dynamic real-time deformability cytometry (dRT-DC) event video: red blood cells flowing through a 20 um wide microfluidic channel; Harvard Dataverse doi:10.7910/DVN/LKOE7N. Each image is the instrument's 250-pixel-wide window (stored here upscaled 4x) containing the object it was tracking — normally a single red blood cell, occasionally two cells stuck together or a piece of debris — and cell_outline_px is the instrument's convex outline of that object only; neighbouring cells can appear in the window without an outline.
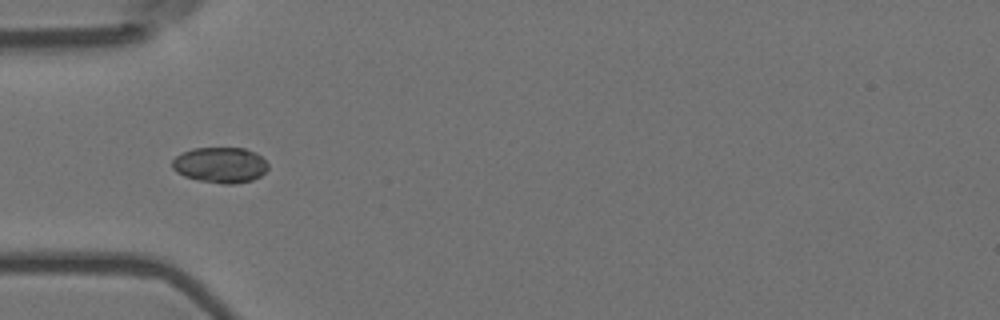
{"species": "Egyptian fruit bat (a non-hibernating species)", "species_latin": "Rousettus aegyptiacus", "temperature_condition": "room temperature", "stored_images_in_passage": 10, "camera_frame_rate_fps": 3000, "um_per_image_px": 0.085, "animal": {"sex": "female"}, "frame": {"image": 1, "passage_image": 4, "time_ms": 1.0, "image_size_px": [1000, 320], "cell_outline_px": [[268, 168], [260, 176], [252, 180], [236, 184], [220, 184], [200, 180], [184, 176], [176, 172], [172, 168], [172, 160], [176, 156], [192, 148], [244, 148], [256, 152], [268, 164]], "centroid_in_image_um": [18.72, 14.03], "position_along_channel_um": 66.3, "area_um2": 19.94}}
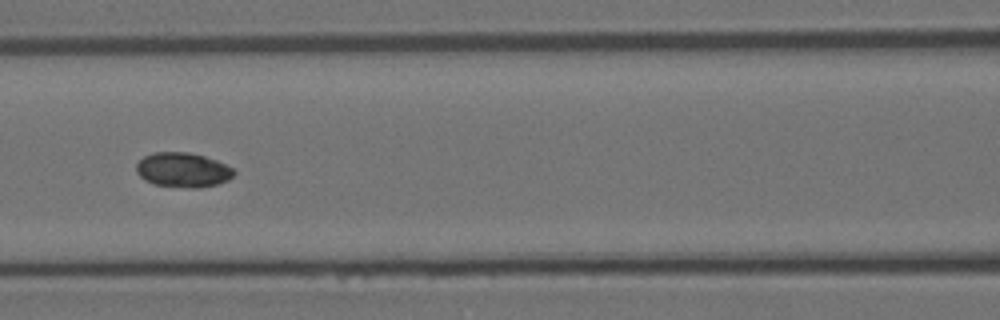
{"frame": {"image": 2, "passage_image": 6, "time_ms": 1.667, "image_size_px": [1000, 320], "cell_outline_px": [[236, 172], [228, 180], [216, 184], [200, 188], [192, 188], [152, 184], [144, 180], [136, 172], [136, 164], [144, 156], [152, 152], [188, 152], [204, 156], [216, 160], [232, 168]], "centroid_in_image_um": [15.52, 14.44], "position_along_channel_um": 151.1, "area_um2": 19.71}}
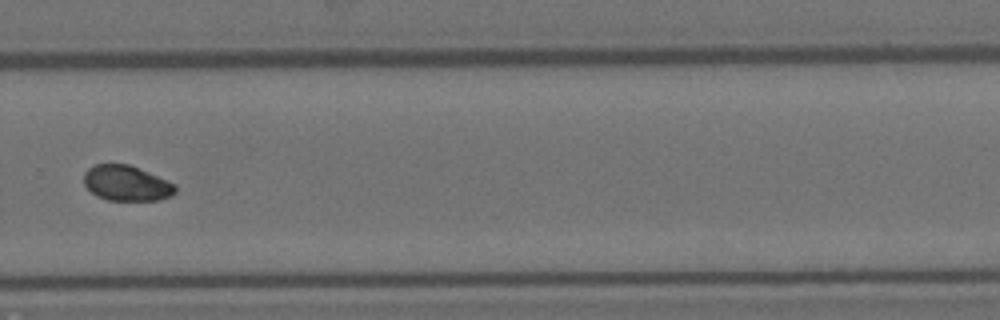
{"frame": {"image": 3, "passage_image": 10, "time_ms": 3.0, "image_size_px": [1000, 320], "cell_outline_px": [[176, 192], [160, 200], [108, 200], [96, 196], [84, 184], [84, 172], [88, 168], [96, 164], [128, 164], [148, 172], [176, 184]], "centroid_in_image_um": [10.74, 15.57], "position_along_channel_um": 319.1, "area_um2": 18.73}}